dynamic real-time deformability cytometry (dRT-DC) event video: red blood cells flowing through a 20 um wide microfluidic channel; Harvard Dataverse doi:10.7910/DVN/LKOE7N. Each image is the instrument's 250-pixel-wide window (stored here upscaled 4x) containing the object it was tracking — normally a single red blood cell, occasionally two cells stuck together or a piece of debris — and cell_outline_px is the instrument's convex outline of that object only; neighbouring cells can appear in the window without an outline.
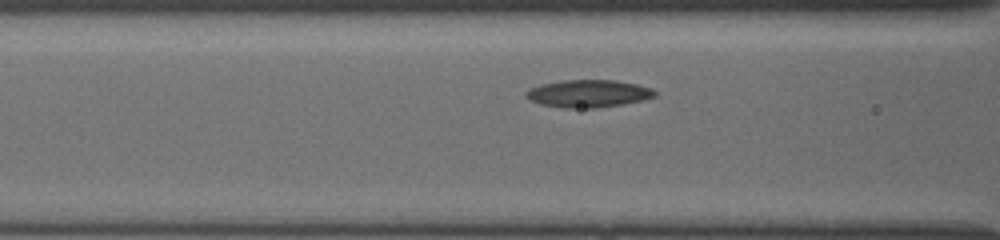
{"species": "common noctule bat (a hibernating species)", "species_latin": "Nyctalus noctula", "temperature_condition": "cold", "stored_images_in_passage": 6, "segment_of_instrument_passage": [2, 2], "camera_frame_rate_fps": 3000, "um_per_image_px": 0.085, "animal": {"sex": "female", "body_mass_g": 19.5, "forearm_length_mm": 54.1}, "frame": {"image": 1, "passage_image": 6, "time_ms": 3.667, "image_size_px": [1000, 240], "cell_outline_px": [[656, 96], [644, 100], [596, 108], [568, 108], [540, 104], [524, 96], [524, 92], [528, 88], [540, 84], [560, 80], [616, 80], [636, 84], [652, 88], [656, 92]], "centroid_in_image_um": [49.98, 7.94], "position_along_channel_um": 116.6, "area_um2": 20.75}}